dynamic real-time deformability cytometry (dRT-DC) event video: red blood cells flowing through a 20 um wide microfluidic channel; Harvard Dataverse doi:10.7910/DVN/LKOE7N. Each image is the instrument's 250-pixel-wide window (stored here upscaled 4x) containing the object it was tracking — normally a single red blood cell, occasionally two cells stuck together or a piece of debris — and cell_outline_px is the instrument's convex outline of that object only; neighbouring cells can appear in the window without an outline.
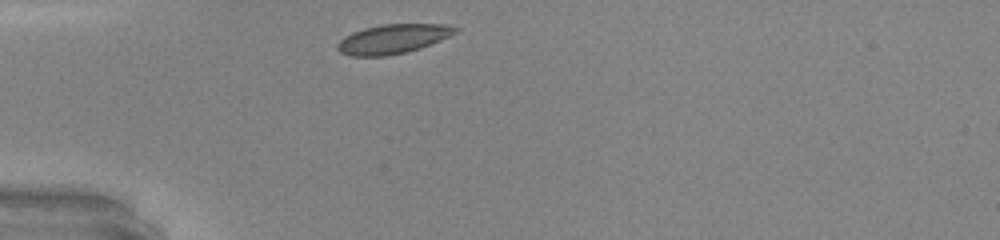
{"species": "common noctule bat (a hibernating species)", "species_latin": "Nyctalus noctula", "temperature_condition": "warm", "stored_images_in_passage": 26, "camera_frame_rate_fps": 3000, "um_per_image_px": 0.085, "animal": {"sex": "male", "body_mass_g": 20.0, "forearm_length_mm": 53.3}, "frame": {"image": 1, "passage_image": 1, "time_ms": 0.0, "image_size_px": [1000, 240], "cell_outline_px": [[460, 28], [456, 32], [440, 40], [420, 48], [404, 52], [384, 56], [352, 56], [340, 52], [336, 48], [336, 44], [344, 36], [352, 32], [364, 28], [384, 24], [448, 24]], "centroid_in_image_um": [33.37, 3.3], "position_along_channel_um": 51.6, "area_um2": 20.06}}
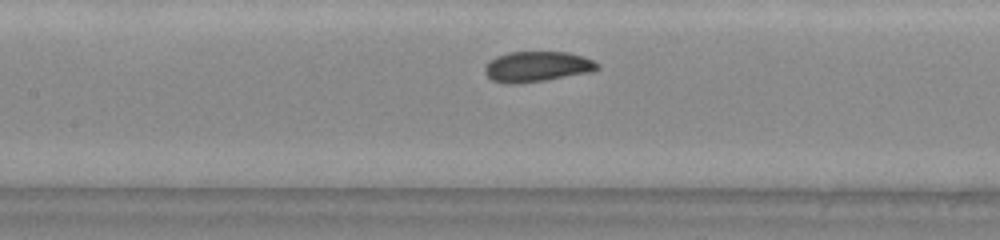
{"frame": {"image": 2, "passage_image": 10, "time_ms": 3.0, "image_size_px": [1000, 240], "cell_outline_px": [[600, 68], [592, 72], [520, 84], [508, 84], [492, 80], [484, 72], [484, 68], [496, 56], [508, 52], [568, 52], [584, 56], [600, 64]], "centroid_in_image_um": [45.68, 5.66], "position_along_channel_um": 161.7, "area_um2": 20.0}}
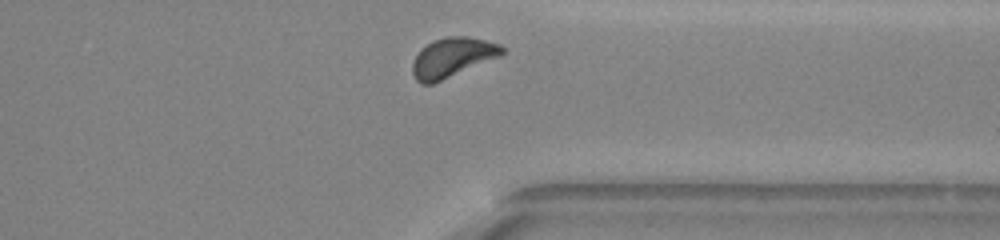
{"frame": {"image": 3, "passage_image": 25, "time_ms": 8.0, "image_size_px": [1000, 240], "cell_outline_px": [[504, 52], [500, 56], [432, 84], [420, 84], [416, 80], [412, 72], [412, 64], [420, 48], [432, 40], [444, 36], [468, 36], [500, 44], [504, 48]], "centroid_in_image_um": [38.42, 4.87], "position_along_channel_um": 373.0, "area_um2": 20.63}, "authors_computed_cell_mechanics": {"area_um2": 20.0855, "velocity_mm_per_s": 4.235, "shape_relaxation_time_tau1_ms": 4.7981, "shape_relaxation_time_tau2_ms": null, "deformation_change_tau1": 0.1373, "deformation_change_tau2": null}}